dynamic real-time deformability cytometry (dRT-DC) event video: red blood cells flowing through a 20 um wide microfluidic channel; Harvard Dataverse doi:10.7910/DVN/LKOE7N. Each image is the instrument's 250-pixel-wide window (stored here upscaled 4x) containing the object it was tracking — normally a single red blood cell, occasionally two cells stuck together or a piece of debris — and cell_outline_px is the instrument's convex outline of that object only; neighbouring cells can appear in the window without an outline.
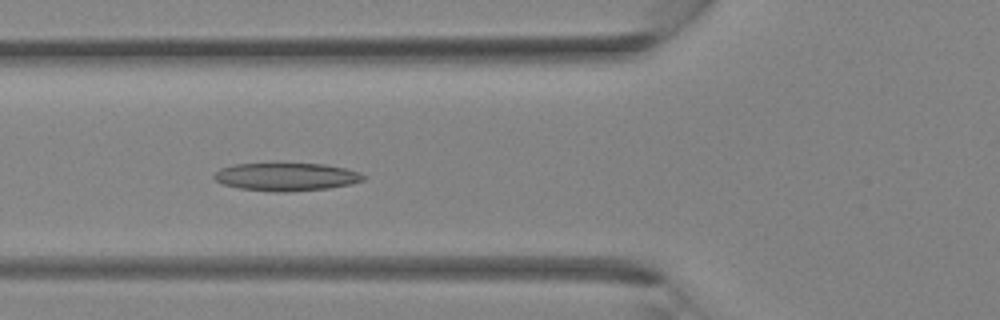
{"species": "Egyptian fruit bat (a non-hibernating species)", "species_latin": "Rousettus aegyptiacus", "temperature_condition": "room temperature", "stored_images_in_passage": 29, "camera_frame_rate_fps": 3000, "um_per_image_px": 0.085, "animal": {"sex": "female"}, "frame": {"image": 1, "passage_image": 6, "time_ms": 1.667, "image_size_px": [1000, 320], "cell_outline_px": [[368, 176], [364, 180], [352, 184], [328, 188], [288, 192], [276, 192], [240, 188], [220, 184], [212, 176], [220, 168], [232, 164], [324, 164], [344, 168], [360, 172]], "centroid_in_image_um": [24.34, 15.03], "position_along_channel_um": 101.5, "area_um2": 24.39}}
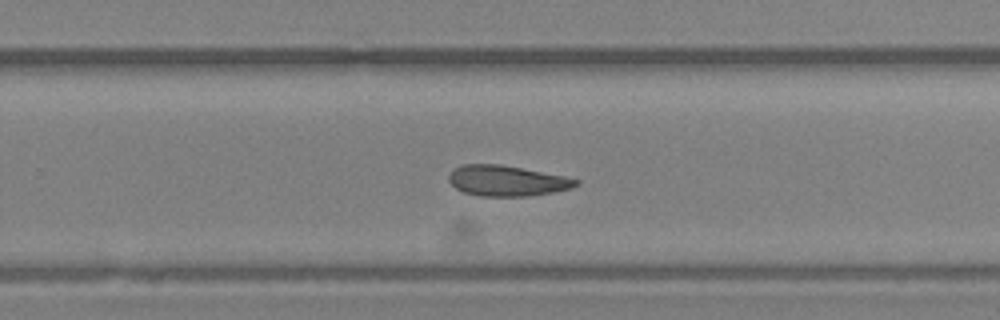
{"frame": {"image": 2, "passage_image": 16, "time_ms": 5.0, "image_size_px": [1000, 320], "cell_outline_px": [[580, 184], [572, 188], [552, 192], [528, 196], [480, 196], [464, 192], [456, 188], [448, 180], [448, 176], [452, 168], [460, 164], [500, 164], [564, 176], [580, 180]], "centroid_in_image_um": [43.06, 15.36], "position_along_channel_um": 286.7, "area_um2": 22.72}}
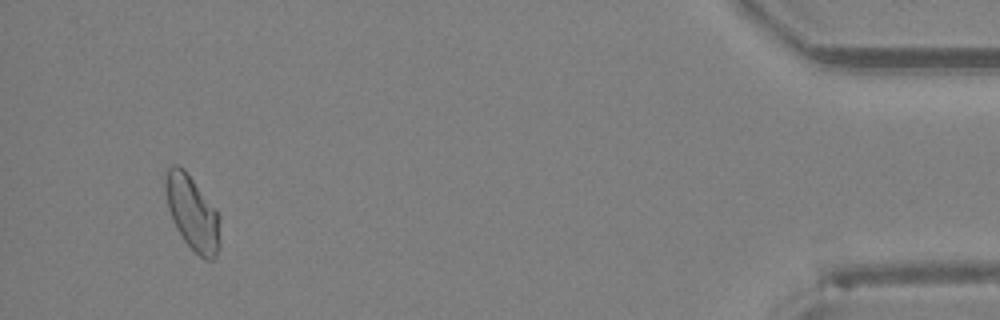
{"frame": {"image": 3, "passage_image": 27, "time_ms": 8.667, "image_size_px": [1000, 320], "cell_outline_px": [[220, 248], [216, 256], [212, 260], [204, 260], [184, 240], [176, 228], [172, 220], [168, 208], [164, 192], [164, 172], [168, 164], [176, 164], [184, 168], [216, 208], [220, 216]], "centroid_in_image_um": [16.34, 18.05], "position_along_channel_um": 418.9, "area_um2": 24.33}}